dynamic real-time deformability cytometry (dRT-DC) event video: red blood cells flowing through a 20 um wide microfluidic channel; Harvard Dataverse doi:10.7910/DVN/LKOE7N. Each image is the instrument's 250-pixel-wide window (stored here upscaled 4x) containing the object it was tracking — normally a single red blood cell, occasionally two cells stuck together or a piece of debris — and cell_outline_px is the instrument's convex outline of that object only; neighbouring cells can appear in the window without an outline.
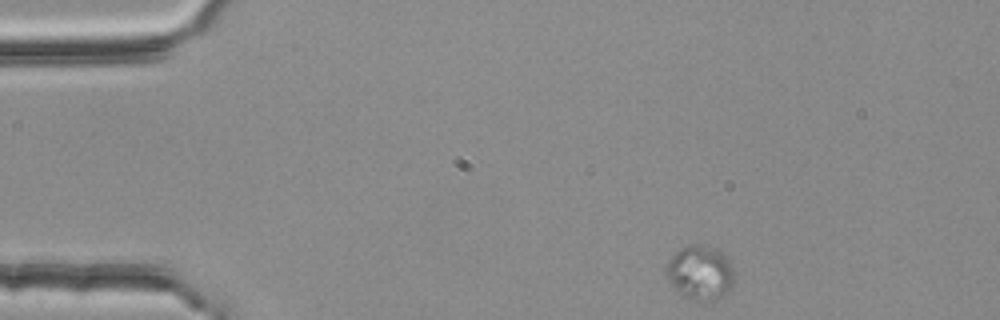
{"species": "common noctule bat (a hibernating species)", "species_latin": "Nyctalus noctula", "temperature_condition": "room temperature", "stored_images_in_passage": 5, "camera_frame_rate_fps": 3000, "um_per_image_px": 0.085, "animal": {"sex": "female", "body_mass_g": 25.1}, "frame": {"image": 1, "passage_image": 1, "time_ms": 0.0, "image_size_px": [1000, 320], "cell_outline_px": [[732, 284], [728, 292], [712, 300], [688, 300], [676, 292], [664, 272], [664, 268], [668, 260], [680, 248], [688, 244], [696, 244], [712, 248], [720, 252], [728, 260], [732, 268]], "centroid_in_image_um": [59.43, 23.19], "position_along_channel_um": 25.6, "area_um2": 21.39}}
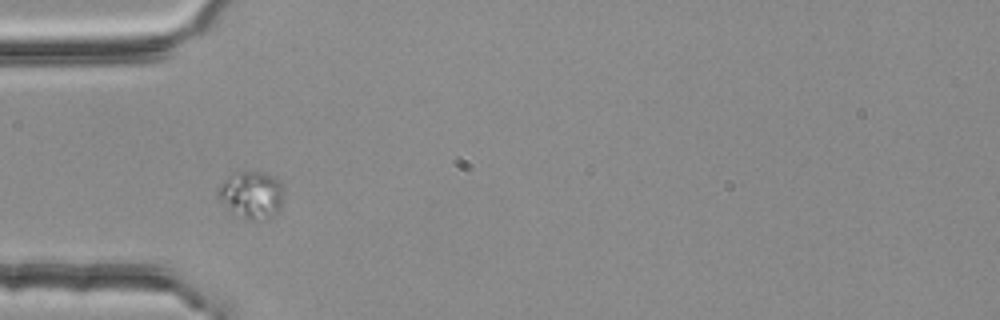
{"frame": {"image": 2, "passage_image": 3, "time_ms": 0.667, "image_size_px": [1000, 320], "cell_outline_px": [[284, 192], [280, 212], [268, 220], [248, 220], [232, 212], [216, 200], [216, 192], [224, 180], [228, 176], [240, 172], [260, 172], [272, 176], [280, 180], [284, 188]], "centroid_in_image_um": [21.4, 16.6], "position_along_channel_um": 63.6, "area_um2": 18.61}}